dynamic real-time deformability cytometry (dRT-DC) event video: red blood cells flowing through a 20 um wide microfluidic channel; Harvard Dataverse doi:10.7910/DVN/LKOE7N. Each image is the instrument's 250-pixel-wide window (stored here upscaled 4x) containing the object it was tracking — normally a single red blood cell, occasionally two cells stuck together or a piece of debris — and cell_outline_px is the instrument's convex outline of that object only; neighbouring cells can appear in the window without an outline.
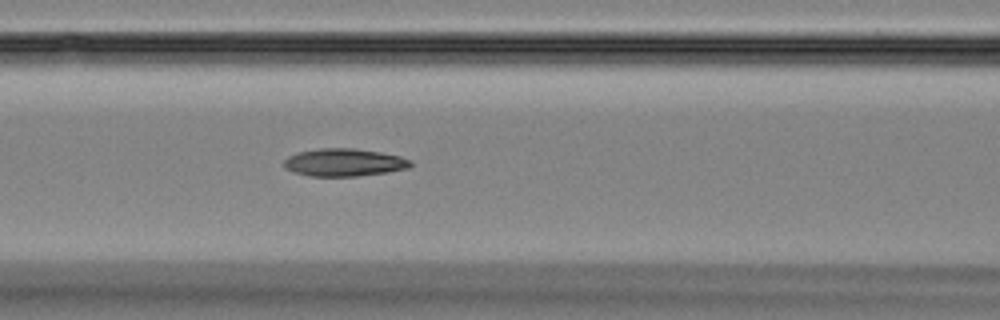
{"species": "Egyptian fruit bat (a non-hibernating species)", "species_latin": "Rousettus aegyptiacus", "temperature_condition": "room temperature", "stored_images_in_passage": 40, "camera_frame_rate_fps": 3000, "um_per_image_px": 0.085, "animal": {"sex": "female"}, "frame": {"image": 1, "passage_image": 13, "time_ms": 4.0, "image_size_px": [1000, 320], "cell_outline_px": [[412, 164], [408, 168], [388, 172], [356, 176], [308, 176], [284, 168], [284, 160], [288, 156], [296, 152], [320, 148], [352, 148], [380, 152], [400, 156], [412, 160]], "centroid_in_image_um": [29.24, 13.8], "position_along_channel_um": 137.4, "area_um2": 20.46}}
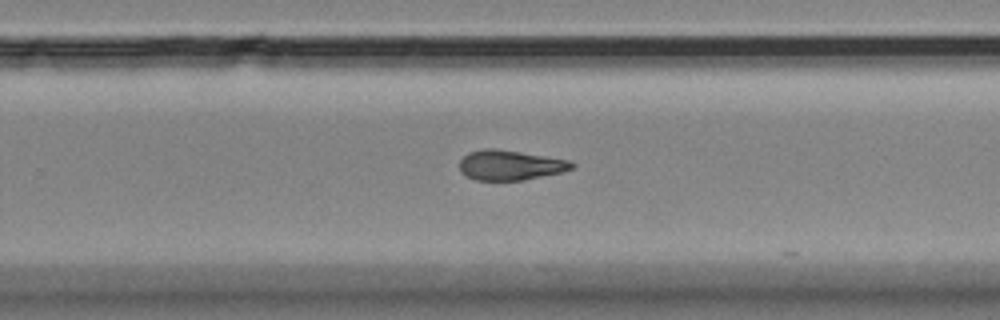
{"frame": {"image": 2, "passage_image": 25, "time_ms": 8.0, "image_size_px": [1000, 320], "cell_outline_px": [[576, 164], [572, 168], [560, 172], [524, 180], [476, 180], [460, 172], [460, 160], [468, 152], [484, 148], [492, 148], [520, 152], [572, 160]], "centroid_in_image_um": [43.37, 14.03], "position_along_channel_um": 286.4, "area_um2": 19.54}}
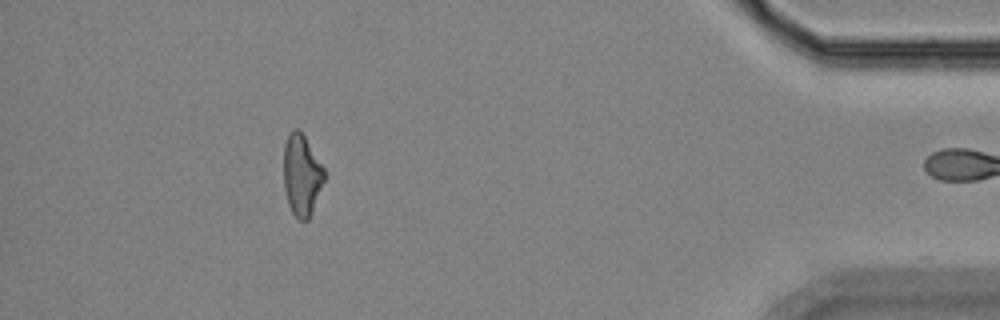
{"frame": {"image": 3, "passage_image": 39, "time_ms": 12.667, "image_size_px": [1000, 320], "cell_outline_px": [[324, 180], [312, 212], [308, 220], [300, 220], [292, 212], [288, 204], [284, 188], [284, 144], [288, 132], [292, 128], [300, 128], [324, 168]], "centroid_in_image_um": [25.63, 14.83], "position_along_channel_um": 409.6, "area_um2": 19.31}}